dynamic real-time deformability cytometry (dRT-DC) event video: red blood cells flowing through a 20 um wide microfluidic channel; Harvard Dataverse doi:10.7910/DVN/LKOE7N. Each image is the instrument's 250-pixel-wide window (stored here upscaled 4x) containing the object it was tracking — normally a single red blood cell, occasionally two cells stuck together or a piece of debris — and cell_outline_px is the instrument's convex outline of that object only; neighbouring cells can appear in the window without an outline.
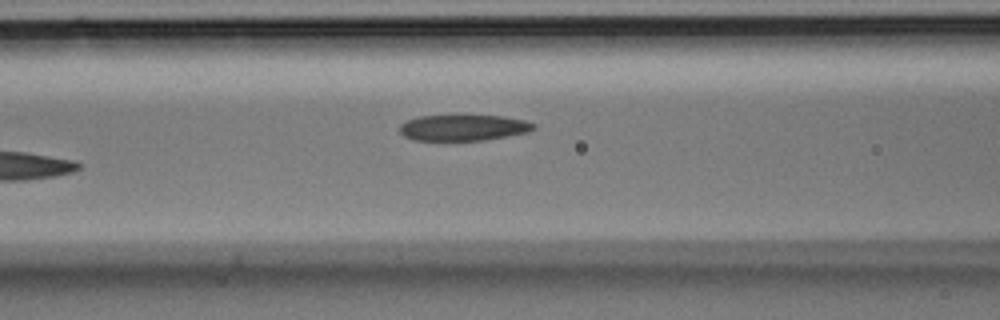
{"species": "Egyptian fruit bat (a non-hibernating species)", "species_latin": "Rousettus aegyptiacus", "temperature_condition": "room temperature", "stored_images_in_passage": 5, "camera_frame_rate_fps": 3000, "um_per_image_px": 0.085, "animal": {"sex": "male"}, "frame": {"image": 1, "passage_image": 5, "time_ms": 1.333, "image_size_px": [1000, 320], "cell_outline_px": [[536, 128], [528, 132], [484, 140], [412, 140], [404, 136], [400, 132], [400, 124], [408, 120], [420, 116], [504, 116], [524, 120], [536, 124]], "centroid_in_image_um": [39.4, 10.85], "position_along_channel_um": 127.2, "area_um2": 20.11}}